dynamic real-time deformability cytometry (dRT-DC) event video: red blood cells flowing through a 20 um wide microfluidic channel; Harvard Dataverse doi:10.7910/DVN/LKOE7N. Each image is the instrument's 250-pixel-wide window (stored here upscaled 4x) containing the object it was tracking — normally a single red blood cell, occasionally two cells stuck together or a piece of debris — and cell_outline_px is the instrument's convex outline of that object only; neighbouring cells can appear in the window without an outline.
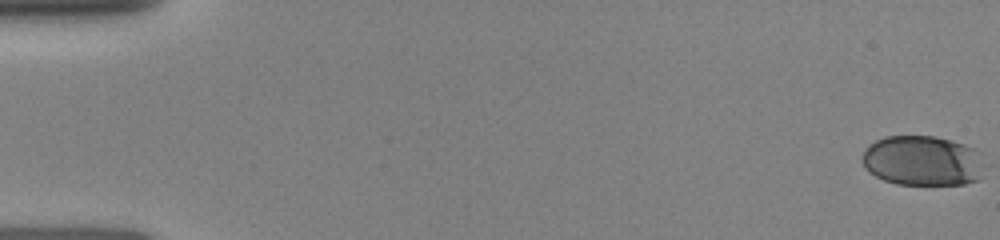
{"species": "human", "species_latin": "Homo sapiens", "temperature_condition": "room temperature", "stored_images_in_passage": 15, "camera_frame_rate_fps": 3000, "um_per_image_px": 0.085, "donor": {"sex": "female"}, "frame": {"image": 1, "passage_image": 1, "time_ms": 0.0, "image_size_px": [1000, 240], "cell_outline_px": [[980, 180], [964, 184], [896, 184], [884, 180], [868, 172], [864, 168], [860, 156], [864, 148], [868, 144], [884, 136], [936, 136], [952, 140], [976, 148], [980, 152]], "centroid_in_image_um": [78.35, 13.65], "position_along_channel_um": 6.6, "area_um2": 36.01}}
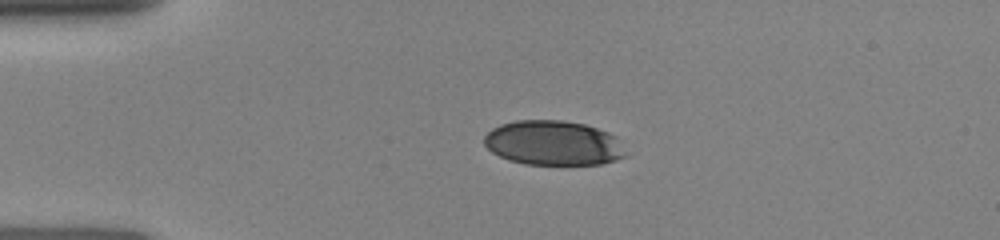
{"frame": {"image": 2, "passage_image": 9, "time_ms": 3.667, "image_size_px": [1000, 240], "cell_outline_px": [[628, 156], [616, 160], [600, 164], [524, 164], [508, 160], [492, 152], [484, 144], [484, 136], [492, 128], [500, 124], [516, 120], [564, 120], [584, 124], [608, 132], [616, 136]], "centroid_in_image_um": [47.03, 12.15], "position_along_channel_um": 38.0, "area_um2": 36.93}}
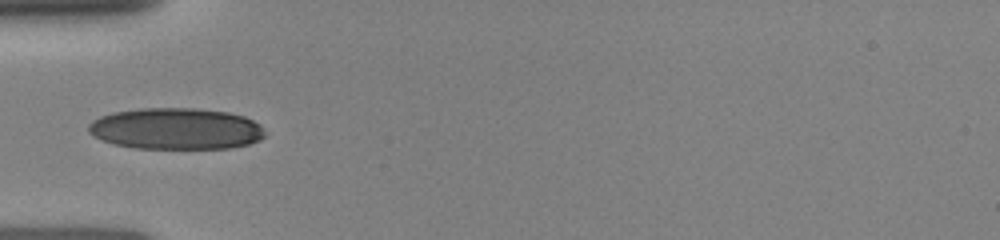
{"frame": {"image": 3, "passage_image": 13, "time_ms": 5.333, "image_size_px": [1000, 240], "cell_outline_px": [[268, 132], [260, 140], [248, 144], [232, 148], [136, 148], [112, 144], [92, 136], [88, 132], [88, 124], [92, 120], [100, 116], [112, 112], [140, 108], [196, 108], [228, 112], [244, 116], [260, 124]], "centroid_in_image_um": [14.96, 10.94], "position_along_channel_um": 70.0, "area_um2": 43.06}}